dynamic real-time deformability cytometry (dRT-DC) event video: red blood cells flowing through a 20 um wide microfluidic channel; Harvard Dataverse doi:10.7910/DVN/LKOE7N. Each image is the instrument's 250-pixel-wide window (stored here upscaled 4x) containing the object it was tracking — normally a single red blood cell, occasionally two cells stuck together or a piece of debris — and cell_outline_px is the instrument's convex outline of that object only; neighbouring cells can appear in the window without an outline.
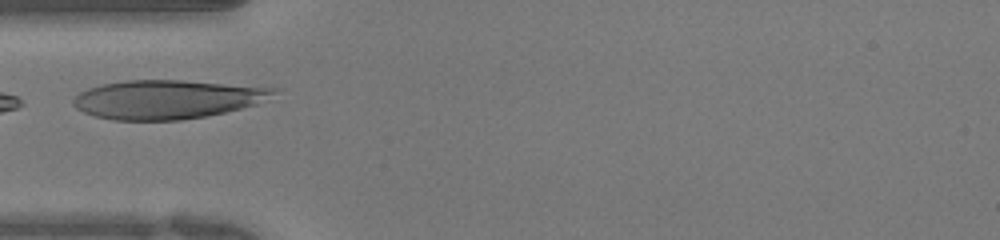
{"species": "human", "species_latin": "Homo sapiens", "temperature_condition": "warm", "stored_images_in_passage": 15, "camera_frame_rate_fps": 3000, "um_per_image_px": 0.085, "donor": {"sex": "female"}, "frame": {"image": 1, "passage_image": 9, "time_ms": 2.667, "image_size_px": [1000, 240], "cell_outline_px": [[284, 88], [256, 104], [208, 116], [180, 120], [112, 120], [96, 116], [84, 112], [76, 108], [72, 104], [72, 100], [80, 92], [88, 88], [100, 84], [124, 80], [180, 80]], "centroid_in_image_um": [14.19, 8.44], "position_along_channel_um": 70.8, "area_um2": 45.43}}
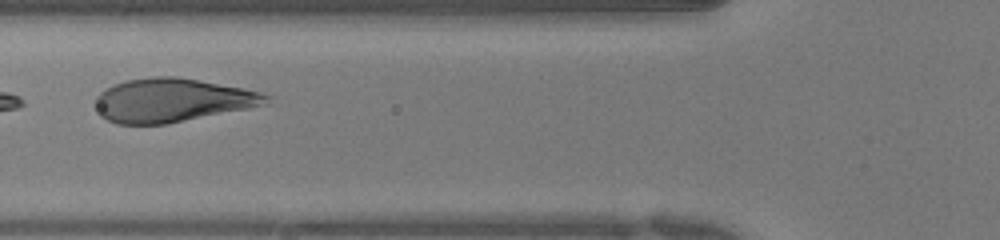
{"frame": {"image": 2, "passage_image": 12, "time_ms": 3.667, "image_size_px": [1000, 240], "cell_outline_px": [[272, 104], [168, 124], [116, 124], [100, 116], [96, 104], [96, 96], [100, 92], [112, 84], [128, 80], [156, 76], [176, 76], [240, 88], [260, 92], [272, 96]], "centroid_in_image_um": [14.67, 8.53], "position_along_channel_um": 111.1, "area_um2": 43.64}}